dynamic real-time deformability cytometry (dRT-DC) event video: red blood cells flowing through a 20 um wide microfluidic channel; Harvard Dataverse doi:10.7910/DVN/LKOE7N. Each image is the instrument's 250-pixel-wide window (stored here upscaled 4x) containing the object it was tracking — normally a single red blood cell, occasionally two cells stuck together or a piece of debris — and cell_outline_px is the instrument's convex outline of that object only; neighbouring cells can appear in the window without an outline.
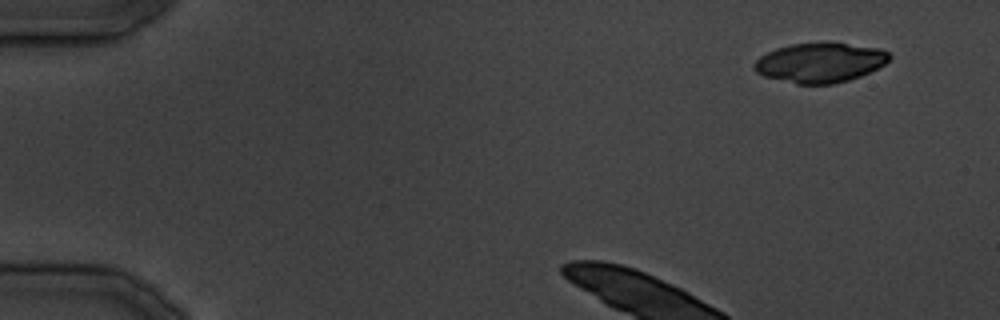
{"species": "common noctule bat (a hibernating species)", "species_latin": "Nyctalus noctula", "temperature_condition": "cold", "stored_images_in_passage": 7, "camera_frame_rate_fps": 3000, "um_per_image_px": 0.085, "animal": {"sex": "male", "body_mass_g": 19.5, "forearm_length_mm": 54.6}, "frame": {"image": 1, "passage_image": 1, "time_ms": 0.0, "image_size_px": [1000, 320], "cell_outline_px": [[892, 56], [884, 64], [860, 76], [848, 80], [832, 84], [796, 84], [764, 76], [756, 72], [752, 68], [752, 64], [760, 56], [776, 48], [792, 44], [844, 44], [880, 48], [888, 52]], "centroid_in_image_um": [69.66, 5.34], "position_along_channel_um": 15.3, "area_um2": 30.75}}